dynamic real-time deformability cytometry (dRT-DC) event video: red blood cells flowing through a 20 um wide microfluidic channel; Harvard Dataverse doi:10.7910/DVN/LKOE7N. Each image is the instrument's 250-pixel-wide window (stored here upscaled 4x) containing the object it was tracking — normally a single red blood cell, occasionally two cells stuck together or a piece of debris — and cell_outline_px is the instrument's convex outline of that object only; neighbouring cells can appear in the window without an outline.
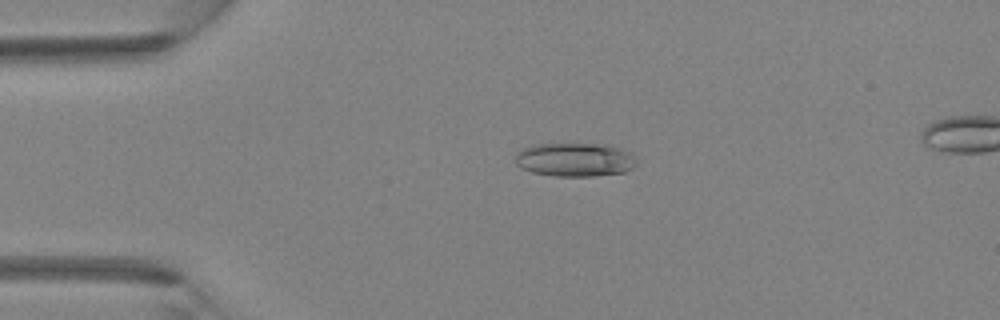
{"species": "Egyptian fruit bat (a non-hibernating species)", "species_latin": "Rousettus aegyptiacus", "temperature_condition": "room temperature", "stored_images_in_passage": 4, "camera_frame_rate_fps": 3000, "um_per_image_px": 0.085, "animal": {"sex": "female"}, "frame": {"image": 1, "passage_image": 3, "time_ms": 0.667, "image_size_px": [1000, 320], "cell_outline_px": [[636, 164], [632, 168], [624, 172], [592, 176], [552, 176], [532, 172], [520, 168], [516, 164], [516, 152], [520, 148], [532, 144], [608, 144], [632, 152], [636, 160]], "centroid_in_image_um": [48.85, 13.56], "position_along_channel_um": 36.2, "area_um2": 24.16}}